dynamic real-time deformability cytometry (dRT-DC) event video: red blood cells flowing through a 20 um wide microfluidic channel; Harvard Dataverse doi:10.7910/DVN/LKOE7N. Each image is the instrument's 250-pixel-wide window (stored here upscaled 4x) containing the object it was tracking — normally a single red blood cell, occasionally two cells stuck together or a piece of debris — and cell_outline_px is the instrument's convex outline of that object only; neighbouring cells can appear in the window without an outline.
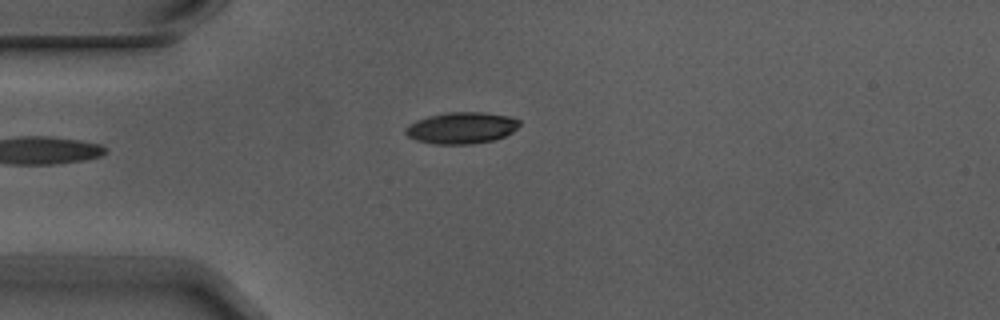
{"species": "Egyptian fruit bat (a non-hibernating species)", "species_latin": "Rousettus aegyptiacus", "temperature_condition": "warm", "stored_images_in_passage": 4, "camera_frame_rate_fps": 3000, "um_per_image_px": 0.085, "animal": {"sex": "male"}, "frame": {"image": 1, "passage_image": 4, "time_ms": 1.0, "image_size_px": [1000, 320], "cell_outline_px": [[520, 124], [512, 132], [504, 136], [492, 140], [472, 144], [432, 144], [416, 140], [408, 136], [404, 132], [404, 128], [408, 124], [416, 120], [428, 116], [444, 112], [484, 112], [508, 116], [520, 120]], "centroid_in_image_um": [39.19, 10.87], "position_along_channel_um": 45.8, "area_um2": 21.04}}